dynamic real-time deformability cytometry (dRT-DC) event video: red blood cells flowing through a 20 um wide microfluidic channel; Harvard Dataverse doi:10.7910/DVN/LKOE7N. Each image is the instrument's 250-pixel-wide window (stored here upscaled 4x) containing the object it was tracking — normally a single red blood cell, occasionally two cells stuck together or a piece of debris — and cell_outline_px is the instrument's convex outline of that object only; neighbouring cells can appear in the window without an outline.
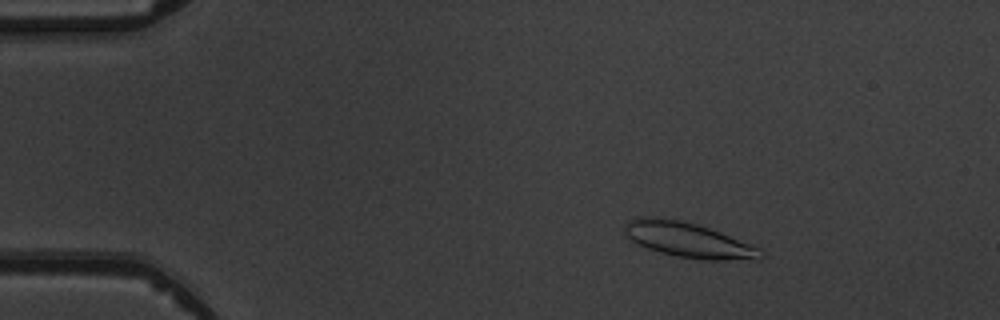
{"species": "common noctule bat (a hibernating species)", "species_latin": "Nyctalus noctula", "temperature_condition": "warm", "stored_images_in_passage": 4, "camera_frame_rate_fps": 3000, "um_per_image_px": 0.085, "animal": {"sex": "male", "body_mass_g": 19.5, "forearm_length_mm": 54.6}, "frame": {"image": 1, "passage_image": 2, "time_ms": 1.0, "image_size_px": [1000, 320], "cell_outline_px": [[764, 256], [760, 260], [704, 260], [676, 256], [660, 252], [648, 248], [624, 236], [624, 224], [628, 220], [640, 216], [648, 216], [680, 220], [696, 224], [720, 232], [760, 248], [764, 252]], "centroid_in_image_um": [58.51, 20.4], "position_along_channel_um": 26.5, "area_um2": 27.86}}